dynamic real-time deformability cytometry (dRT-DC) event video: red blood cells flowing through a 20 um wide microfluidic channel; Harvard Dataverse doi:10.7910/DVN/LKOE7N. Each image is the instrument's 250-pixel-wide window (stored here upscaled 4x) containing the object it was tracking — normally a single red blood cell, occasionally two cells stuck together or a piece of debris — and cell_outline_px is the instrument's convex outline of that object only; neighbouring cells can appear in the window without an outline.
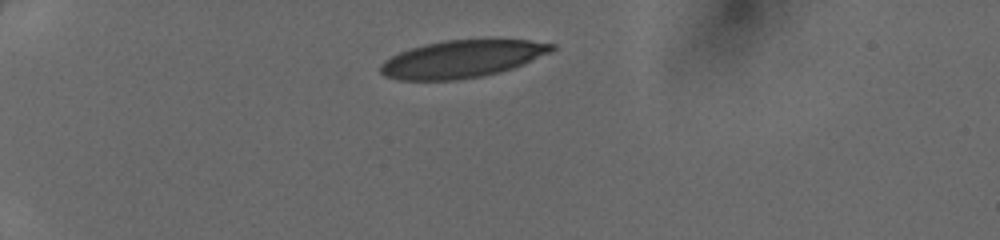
{"species": "human", "species_latin": "Homo sapiens", "temperature_condition": "cold", "stored_images_in_passage": 3, "camera_frame_rate_fps": 3000, "um_per_image_px": 0.085, "donor": {"sex": "female"}, "frame": {"image": 1, "passage_image": 1, "time_ms": 0.0, "image_size_px": [1000, 240], "cell_outline_px": [[556, 48], [552, 52], [524, 64], [500, 72], [484, 76], [456, 80], [400, 80], [384, 76], [380, 72], [380, 64], [384, 60], [400, 52], [412, 48], [444, 40], [528, 40], [556, 44]], "centroid_in_image_um": [39.3, 5.02], "position_along_channel_um": 45.7, "area_um2": 37.28}}
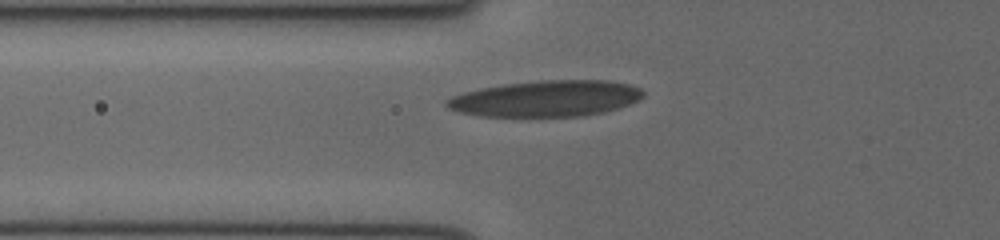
{"frame": {"image": 2, "passage_image": 3, "time_ms": 0.667, "image_size_px": [1000, 240], "cell_outline_px": [[644, 96], [640, 100], [604, 112], [584, 116], [480, 116], [460, 112], [448, 108], [444, 104], [444, 100], [452, 96], [464, 92], [480, 88], [504, 84], [540, 80], [612, 80], [632, 84], [640, 88], [644, 92]], "centroid_in_image_um": [46.43, 8.37], "position_along_channel_um": 79.4, "area_um2": 41.62}}